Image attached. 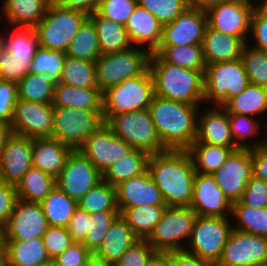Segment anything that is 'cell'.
I'll return each instance as SVG.
<instances>
[{
	"mask_svg": "<svg viewBox=\"0 0 267 266\" xmlns=\"http://www.w3.org/2000/svg\"><path fill=\"white\" fill-rule=\"evenodd\" d=\"M206 27V12L190 6L172 22L163 26L159 47L202 44Z\"/></svg>",
	"mask_w": 267,
	"mask_h": 266,
	"instance_id": "cell-18",
	"label": "cell"
},
{
	"mask_svg": "<svg viewBox=\"0 0 267 266\" xmlns=\"http://www.w3.org/2000/svg\"><path fill=\"white\" fill-rule=\"evenodd\" d=\"M89 18L96 27L101 54L124 51L133 46L123 24L102 17L97 12L89 14Z\"/></svg>",
	"mask_w": 267,
	"mask_h": 266,
	"instance_id": "cell-30",
	"label": "cell"
},
{
	"mask_svg": "<svg viewBox=\"0 0 267 266\" xmlns=\"http://www.w3.org/2000/svg\"><path fill=\"white\" fill-rule=\"evenodd\" d=\"M198 105L154 94L149 105L158 136L167 150H187L197 134Z\"/></svg>",
	"mask_w": 267,
	"mask_h": 266,
	"instance_id": "cell-2",
	"label": "cell"
},
{
	"mask_svg": "<svg viewBox=\"0 0 267 266\" xmlns=\"http://www.w3.org/2000/svg\"><path fill=\"white\" fill-rule=\"evenodd\" d=\"M137 5V0H101L96 12L102 17L125 26Z\"/></svg>",
	"mask_w": 267,
	"mask_h": 266,
	"instance_id": "cell-51",
	"label": "cell"
},
{
	"mask_svg": "<svg viewBox=\"0 0 267 266\" xmlns=\"http://www.w3.org/2000/svg\"><path fill=\"white\" fill-rule=\"evenodd\" d=\"M237 1H242V2H253L252 0H237Z\"/></svg>",
	"mask_w": 267,
	"mask_h": 266,
	"instance_id": "cell-72",
	"label": "cell"
},
{
	"mask_svg": "<svg viewBox=\"0 0 267 266\" xmlns=\"http://www.w3.org/2000/svg\"><path fill=\"white\" fill-rule=\"evenodd\" d=\"M9 266H43L52 261L42 237L30 240H5Z\"/></svg>",
	"mask_w": 267,
	"mask_h": 266,
	"instance_id": "cell-31",
	"label": "cell"
},
{
	"mask_svg": "<svg viewBox=\"0 0 267 266\" xmlns=\"http://www.w3.org/2000/svg\"><path fill=\"white\" fill-rule=\"evenodd\" d=\"M55 83L45 75L28 73L17 83L18 98L36 103L51 104Z\"/></svg>",
	"mask_w": 267,
	"mask_h": 266,
	"instance_id": "cell-41",
	"label": "cell"
},
{
	"mask_svg": "<svg viewBox=\"0 0 267 266\" xmlns=\"http://www.w3.org/2000/svg\"><path fill=\"white\" fill-rule=\"evenodd\" d=\"M66 57V52L39 47L33 57L30 73L45 75L54 82H59Z\"/></svg>",
	"mask_w": 267,
	"mask_h": 266,
	"instance_id": "cell-45",
	"label": "cell"
},
{
	"mask_svg": "<svg viewBox=\"0 0 267 266\" xmlns=\"http://www.w3.org/2000/svg\"><path fill=\"white\" fill-rule=\"evenodd\" d=\"M54 107L52 104L17 99L11 119L12 133L29 138H51Z\"/></svg>",
	"mask_w": 267,
	"mask_h": 266,
	"instance_id": "cell-13",
	"label": "cell"
},
{
	"mask_svg": "<svg viewBox=\"0 0 267 266\" xmlns=\"http://www.w3.org/2000/svg\"><path fill=\"white\" fill-rule=\"evenodd\" d=\"M18 99L17 83L0 80V121L10 123Z\"/></svg>",
	"mask_w": 267,
	"mask_h": 266,
	"instance_id": "cell-56",
	"label": "cell"
},
{
	"mask_svg": "<svg viewBox=\"0 0 267 266\" xmlns=\"http://www.w3.org/2000/svg\"><path fill=\"white\" fill-rule=\"evenodd\" d=\"M138 240L127 222L119 216L108 229L99 249L93 254L94 263L114 266Z\"/></svg>",
	"mask_w": 267,
	"mask_h": 266,
	"instance_id": "cell-24",
	"label": "cell"
},
{
	"mask_svg": "<svg viewBox=\"0 0 267 266\" xmlns=\"http://www.w3.org/2000/svg\"><path fill=\"white\" fill-rule=\"evenodd\" d=\"M228 117L234 144L239 149H251L266 145V140L264 139L260 142H254L252 145H248L246 142V138L257 136L260 133V124L256 118L254 119V117L240 114H228Z\"/></svg>",
	"mask_w": 267,
	"mask_h": 266,
	"instance_id": "cell-46",
	"label": "cell"
},
{
	"mask_svg": "<svg viewBox=\"0 0 267 266\" xmlns=\"http://www.w3.org/2000/svg\"><path fill=\"white\" fill-rule=\"evenodd\" d=\"M119 216L120 211H103L88 214V232L82 244L92 254L99 249L108 229Z\"/></svg>",
	"mask_w": 267,
	"mask_h": 266,
	"instance_id": "cell-44",
	"label": "cell"
},
{
	"mask_svg": "<svg viewBox=\"0 0 267 266\" xmlns=\"http://www.w3.org/2000/svg\"><path fill=\"white\" fill-rule=\"evenodd\" d=\"M0 266H9L6 245L0 248Z\"/></svg>",
	"mask_w": 267,
	"mask_h": 266,
	"instance_id": "cell-66",
	"label": "cell"
},
{
	"mask_svg": "<svg viewBox=\"0 0 267 266\" xmlns=\"http://www.w3.org/2000/svg\"><path fill=\"white\" fill-rule=\"evenodd\" d=\"M103 124V111L54 107L51 138L77 150Z\"/></svg>",
	"mask_w": 267,
	"mask_h": 266,
	"instance_id": "cell-11",
	"label": "cell"
},
{
	"mask_svg": "<svg viewBox=\"0 0 267 266\" xmlns=\"http://www.w3.org/2000/svg\"><path fill=\"white\" fill-rule=\"evenodd\" d=\"M138 5L152 13L164 26L176 19L188 7V0H137Z\"/></svg>",
	"mask_w": 267,
	"mask_h": 266,
	"instance_id": "cell-49",
	"label": "cell"
},
{
	"mask_svg": "<svg viewBox=\"0 0 267 266\" xmlns=\"http://www.w3.org/2000/svg\"><path fill=\"white\" fill-rule=\"evenodd\" d=\"M243 205L253 208L267 207V181L254 176L247 183L246 189L239 200Z\"/></svg>",
	"mask_w": 267,
	"mask_h": 266,
	"instance_id": "cell-55",
	"label": "cell"
},
{
	"mask_svg": "<svg viewBox=\"0 0 267 266\" xmlns=\"http://www.w3.org/2000/svg\"><path fill=\"white\" fill-rule=\"evenodd\" d=\"M42 239L47 253L52 260L74 243L67 227L48 226Z\"/></svg>",
	"mask_w": 267,
	"mask_h": 266,
	"instance_id": "cell-52",
	"label": "cell"
},
{
	"mask_svg": "<svg viewBox=\"0 0 267 266\" xmlns=\"http://www.w3.org/2000/svg\"><path fill=\"white\" fill-rule=\"evenodd\" d=\"M249 84L241 59L205 64L203 101L223 106Z\"/></svg>",
	"mask_w": 267,
	"mask_h": 266,
	"instance_id": "cell-7",
	"label": "cell"
},
{
	"mask_svg": "<svg viewBox=\"0 0 267 266\" xmlns=\"http://www.w3.org/2000/svg\"><path fill=\"white\" fill-rule=\"evenodd\" d=\"M59 83L78 88H98L95 61L66 55Z\"/></svg>",
	"mask_w": 267,
	"mask_h": 266,
	"instance_id": "cell-38",
	"label": "cell"
},
{
	"mask_svg": "<svg viewBox=\"0 0 267 266\" xmlns=\"http://www.w3.org/2000/svg\"><path fill=\"white\" fill-rule=\"evenodd\" d=\"M169 266H215L185 250L169 251Z\"/></svg>",
	"mask_w": 267,
	"mask_h": 266,
	"instance_id": "cell-60",
	"label": "cell"
},
{
	"mask_svg": "<svg viewBox=\"0 0 267 266\" xmlns=\"http://www.w3.org/2000/svg\"><path fill=\"white\" fill-rule=\"evenodd\" d=\"M33 57L12 56L8 51L0 59V80L18 83L31 71Z\"/></svg>",
	"mask_w": 267,
	"mask_h": 266,
	"instance_id": "cell-50",
	"label": "cell"
},
{
	"mask_svg": "<svg viewBox=\"0 0 267 266\" xmlns=\"http://www.w3.org/2000/svg\"><path fill=\"white\" fill-rule=\"evenodd\" d=\"M213 176L231 203L239 201L253 177L251 149L233 151Z\"/></svg>",
	"mask_w": 267,
	"mask_h": 266,
	"instance_id": "cell-17",
	"label": "cell"
},
{
	"mask_svg": "<svg viewBox=\"0 0 267 266\" xmlns=\"http://www.w3.org/2000/svg\"><path fill=\"white\" fill-rule=\"evenodd\" d=\"M91 266H108V265H99V264L93 263Z\"/></svg>",
	"mask_w": 267,
	"mask_h": 266,
	"instance_id": "cell-71",
	"label": "cell"
},
{
	"mask_svg": "<svg viewBox=\"0 0 267 266\" xmlns=\"http://www.w3.org/2000/svg\"><path fill=\"white\" fill-rule=\"evenodd\" d=\"M190 6L199 8L200 10H208L210 7L219 4L225 0H188Z\"/></svg>",
	"mask_w": 267,
	"mask_h": 266,
	"instance_id": "cell-64",
	"label": "cell"
},
{
	"mask_svg": "<svg viewBox=\"0 0 267 266\" xmlns=\"http://www.w3.org/2000/svg\"><path fill=\"white\" fill-rule=\"evenodd\" d=\"M261 2H259L256 4V7L258 9H260L261 11L267 13V0H260Z\"/></svg>",
	"mask_w": 267,
	"mask_h": 266,
	"instance_id": "cell-67",
	"label": "cell"
},
{
	"mask_svg": "<svg viewBox=\"0 0 267 266\" xmlns=\"http://www.w3.org/2000/svg\"><path fill=\"white\" fill-rule=\"evenodd\" d=\"M250 32L256 41L253 47L267 52V13L257 7L254 8L251 16Z\"/></svg>",
	"mask_w": 267,
	"mask_h": 266,
	"instance_id": "cell-57",
	"label": "cell"
},
{
	"mask_svg": "<svg viewBox=\"0 0 267 266\" xmlns=\"http://www.w3.org/2000/svg\"><path fill=\"white\" fill-rule=\"evenodd\" d=\"M43 266H58V265L54 262V260H52Z\"/></svg>",
	"mask_w": 267,
	"mask_h": 266,
	"instance_id": "cell-70",
	"label": "cell"
},
{
	"mask_svg": "<svg viewBox=\"0 0 267 266\" xmlns=\"http://www.w3.org/2000/svg\"><path fill=\"white\" fill-rule=\"evenodd\" d=\"M256 4L237 0H225L206 10L207 25L224 34L241 38L247 43L251 16Z\"/></svg>",
	"mask_w": 267,
	"mask_h": 266,
	"instance_id": "cell-12",
	"label": "cell"
},
{
	"mask_svg": "<svg viewBox=\"0 0 267 266\" xmlns=\"http://www.w3.org/2000/svg\"><path fill=\"white\" fill-rule=\"evenodd\" d=\"M118 209H129L148 205H166L159 188L148 171L130 178L116 186Z\"/></svg>",
	"mask_w": 267,
	"mask_h": 266,
	"instance_id": "cell-22",
	"label": "cell"
},
{
	"mask_svg": "<svg viewBox=\"0 0 267 266\" xmlns=\"http://www.w3.org/2000/svg\"><path fill=\"white\" fill-rule=\"evenodd\" d=\"M49 226L67 227L75 209L77 201L70 198L57 186L40 202Z\"/></svg>",
	"mask_w": 267,
	"mask_h": 266,
	"instance_id": "cell-36",
	"label": "cell"
},
{
	"mask_svg": "<svg viewBox=\"0 0 267 266\" xmlns=\"http://www.w3.org/2000/svg\"><path fill=\"white\" fill-rule=\"evenodd\" d=\"M12 128L10 123L0 121V152L7 139L12 135Z\"/></svg>",
	"mask_w": 267,
	"mask_h": 266,
	"instance_id": "cell-65",
	"label": "cell"
},
{
	"mask_svg": "<svg viewBox=\"0 0 267 266\" xmlns=\"http://www.w3.org/2000/svg\"><path fill=\"white\" fill-rule=\"evenodd\" d=\"M106 124L117 137L134 149L149 155L167 151L158 136L149 109L118 114Z\"/></svg>",
	"mask_w": 267,
	"mask_h": 266,
	"instance_id": "cell-8",
	"label": "cell"
},
{
	"mask_svg": "<svg viewBox=\"0 0 267 266\" xmlns=\"http://www.w3.org/2000/svg\"><path fill=\"white\" fill-rule=\"evenodd\" d=\"M211 107L198 114L197 134L193 143L238 148L231 135L228 112L222 106L211 105Z\"/></svg>",
	"mask_w": 267,
	"mask_h": 266,
	"instance_id": "cell-23",
	"label": "cell"
},
{
	"mask_svg": "<svg viewBox=\"0 0 267 266\" xmlns=\"http://www.w3.org/2000/svg\"><path fill=\"white\" fill-rule=\"evenodd\" d=\"M88 17L89 15L83 11L63 7L52 0L45 16L34 27L39 47L66 52Z\"/></svg>",
	"mask_w": 267,
	"mask_h": 266,
	"instance_id": "cell-4",
	"label": "cell"
},
{
	"mask_svg": "<svg viewBox=\"0 0 267 266\" xmlns=\"http://www.w3.org/2000/svg\"><path fill=\"white\" fill-rule=\"evenodd\" d=\"M125 28L132 45L146 44L147 50L152 53L161 44L163 26L152 13L139 5L128 18Z\"/></svg>",
	"mask_w": 267,
	"mask_h": 266,
	"instance_id": "cell-25",
	"label": "cell"
},
{
	"mask_svg": "<svg viewBox=\"0 0 267 266\" xmlns=\"http://www.w3.org/2000/svg\"><path fill=\"white\" fill-rule=\"evenodd\" d=\"M132 149L133 147L117 137L106 123L94 131L78 148L102 175L115 161Z\"/></svg>",
	"mask_w": 267,
	"mask_h": 266,
	"instance_id": "cell-15",
	"label": "cell"
},
{
	"mask_svg": "<svg viewBox=\"0 0 267 266\" xmlns=\"http://www.w3.org/2000/svg\"><path fill=\"white\" fill-rule=\"evenodd\" d=\"M251 159L253 176L267 181V145L251 148Z\"/></svg>",
	"mask_w": 267,
	"mask_h": 266,
	"instance_id": "cell-61",
	"label": "cell"
},
{
	"mask_svg": "<svg viewBox=\"0 0 267 266\" xmlns=\"http://www.w3.org/2000/svg\"><path fill=\"white\" fill-rule=\"evenodd\" d=\"M54 262L58 266H91L94 260L93 254L81 242H74Z\"/></svg>",
	"mask_w": 267,
	"mask_h": 266,
	"instance_id": "cell-53",
	"label": "cell"
},
{
	"mask_svg": "<svg viewBox=\"0 0 267 266\" xmlns=\"http://www.w3.org/2000/svg\"><path fill=\"white\" fill-rule=\"evenodd\" d=\"M150 54L147 48L138 46L101 54L95 61L98 89L104 92L126 79L142 75L149 68Z\"/></svg>",
	"mask_w": 267,
	"mask_h": 266,
	"instance_id": "cell-6",
	"label": "cell"
},
{
	"mask_svg": "<svg viewBox=\"0 0 267 266\" xmlns=\"http://www.w3.org/2000/svg\"><path fill=\"white\" fill-rule=\"evenodd\" d=\"M248 75L249 83L267 87V52L245 44L240 57Z\"/></svg>",
	"mask_w": 267,
	"mask_h": 266,
	"instance_id": "cell-48",
	"label": "cell"
},
{
	"mask_svg": "<svg viewBox=\"0 0 267 266\" xmlns=\"http://www.w3.org/2000/svg\"><path fill=\"white\" fill-rule=\"evenodd\" d=\"M155 53H157L164 61L172 65L198 71L205 70L201 44L158 47Z\"/></svg>",
	"mask_w": 267,
	"mask_h": 266,
	"instance_id": "cell-43",
	"label": "cell"
},
{
	"mask_svg": "<svg viewBox=\"0 0 267 266\" xmlns=\"http://www.w3.org/2000/svg\"><path fill=\"white\" fill-rule=\"evenodd\" d=\"M5 51H6V45H5V41H4L3 35L1 34L0 35V59L4 55Z\"/></svg>",
	"mask_w": 267,
	"mask_h": 266,
	"instance_id": "cell-68",
	"label": "cell"
},
{
	"mask_svg": "<svg viewBox=\"0 0 267 266\" xmlns=\"http://www.w3.org/2000/svg\"><path fill=\"white\" fill-rule=\"evenodd\" d=\"M229 221V217L197 215L188 242L190 246L185 247V251L216 265L234 229Z\"/></svg>",
	"mask_w": 267,
	"mask_h": 266,
	"instance_id": "cell-9",
	"label": "cell"
},
{
	"mask_svg": "<svg viewBox=\"0 0 267 266\" xmlns=\"http://www.w3.org/2000/svg\"><path fill=\"white\" fill-rule=\"evenodd\" d=\"M67 229L74 242L82 243L88 232V213L77 207Z\"/></svg>",
	"mask_w": 267,
	"mask_h": 266,
	"instance_id": "cell-59",
	"label": "cell"
},
{
	"mask_svg": "<svg viewBox=\"0 0 267 266\" xmlns=\"http://www.w3.org/2000/svg\"><path fill=\"white\" fill-rule=\"evenodd\" d=\"M154 96L149 68L142 74L122 81L103 92V120L107 123L118 114L149 109Z\"/></svg>",
	"mask_w": 267,
	"mask_h": 266,
	"instance_id": "cell-5",
	"label": "cell"
},
{
	"mask_svg": "<svg viewBox=\"0 0 267 266\" xmlns=\"http://www.w3.org/2000/svg\"><path fill=\"white\" fill-rule=\"evenodd\" d=\"M147 171L167 206H190L196 172L187 150H167L150 155Z\"/></svg>",
	"mask_w": 267,
	"mask_h": 266,
	"instance_id": "cell-1",
	"label": "cell"
},
{
	"mask_svg": "<svg viewBox=\"0 0 267 266\" xmlns=\"http://www.w3.org/2000/svg\"><path fill=\"white\" fill-rule=\"evenodd\" d=\"M245 44L241 38L216 31L207 25L201 44L204 62L211 64L238 60Z\"/></svg>",
	"mask_w": 267,
	"mask_h": 266,
	"instance_id": "cell-26",
	"label": "cell"
},
{
	"mask_svg": "<svg viewBox=\"0 0 267 266\" xmlns=\"http://www.w3.org/2000/svg\"><path fill=\"white\" fill-rule=\"evenodd\" d=\"M33 139L12 134L0 152V177L2 183L17 185L23 175L33 166Z\"/></svg>",
	"mask_w": 267,
	"mask_h": 266,
	"instance_id": "cell-20",
	"label": "cell"
},
{
	"mask_svg": "<svg viewBox=\"0 0 267 266\" xmlns=\"http://www.w3.org/2000/svg\"><path fill=\"white\" fill-rule=\"evenodd\" d=\"M78 207L88 214L103 211H119L116 187L103 179L92 187L78 202Z\"/></svg>",
	"mask_w": 267,
	"mask_h": 266,
	"instance_id": "cell-40",
	"label": "cell"
},
{
	"mask_svg": "<svg viewBox=\"0 0 267 266\" xmlns=\"http://www.w3.org/2000/svg\"><path fill=\"white\" fill-rule=\"evenodd\" d=\"M72 148L52 138H33L32 164L53 177H57L65 166Z\"/></svg>",
	"mask_w": 267,
	"mask_h": 266,
	"instance_id": "cell-27",
	"label": "cell"
},
{
	"mask_svg": "<svg viewBox=\"0 0 267 266\" xmlns=\"http://www.w3.org/2000/svg\"><path fill=\"white\" fill-rule=\"evenodd\" d=\"M55 187V177L32 166L18 182L16 190L19 199L40 203Z\"/></svg>",
	"mask_w": 267,
	"mask_h": 266,
	"instance_id": "cell-33",
	"label": "cell"
},
{
	"mask_svg": "<svg viewBox=\"0 0 267 266\" xmlns=\"http://www.w3.org/2000/svg\"><path fill=\"white\" fill-rule=\"evenodd\" d=\"M149 156L145 151L133 148L115 161L102 175V179L116 187L123 181L140 176L147 171Z\"/></svg>",
	"mask_w": 267,
	"mask_h": 266,
	"instance_id": "cell-32",
	"label": "cell"
},
{
	"mask_svg": "<svg viewBox=\"0 0 267 266\" xmlns=\"http://www.w3.org/2000/svg\"><path fill=\"white\" fill-rule=\"evenodd\" d=\"M145 266H169V252L155 251Z\"/></svg>",
	"mask_w": 267,
	"mask_h": 266,
	"instance_id": "cell-63",
	"label": "cell"
},
{
	"mask_svg": "<svg viewBox=\"0 0 267 266\" xmlns=\"http://www.w3.org/2000/svg\"><path fill=\"white\" fill-rule=\"evenodd\" d=\"M52 0H4L1 12L8 25L15 27H35L45 16Z\"/></svg>",
	"mask_w": 267,
	"mask_h": 266,
	"instance_id": "cell-29",
	"label": "cell"
},
{
	"mask_svg": "<svg viewBox=\"0 0 267 266\" xmlns=\"http://www.w3.org/2000/svg\"><path fill=\"white\" fill-rule=\"evenodd\" d=\"M10 36L3 34L6 51L12 56L34 57L39 48L38 39L33 27H15ZM5 35V36H4Z\"/></svg>",
	"mask_w": 267,
	"mask_h": 266,
	"instance_id": "cell-47",
	"label": "cell"
},
{
	"mask_svg": "<svg viewBox=\"0 0 267 266\" xmlns=\"http://www.w3.org/2000/svg\"><path fill=\"white\" fill-rule=\"evenodd\" d=\"M228 114L257 116L267 111V87L249 84L222 106Z\"/></svg>",
	"mask_w": 267,
	"mask_h": 266,
	"instance_id": "cell-35",
	"label": "cell"
},
{
	"mask_svg": "<svg viewBox=\"0 0 267 266\" xmlns=\"http://www.w3.org/2000/svg\"><path fill=\"white\" fill-rule=\"evenodd\" d=\"M190 207L200 216L228 217L232 203L219 188L213 175L196 173Z\"/></svg>",
	"mask_w": 267,
	"mask_h": 266,
	"instance_id": "cell-21",
	"label": "cell"
},
{
	"mask_svg": "<svg viewBox=\"0 0 267 266\" xmlns=\"http://www.w3.org/2000/svg\"><path fill=\"white\" fill-rule=\"evenodd\" d=\"M196 217L190 206H167L146 240L156 251L185 250L181 240L189 242Z\"/></svg>",
	"mask_w": 267,
	"mask_h": 266,
	"instance_id": "cell-10",
	"label": "cell"
},
{
	"mask_svg": "<svg viewBox=\"0 0 267 266\" xmlns=\"http://www.w3.org/2000/svg\"><path fill=\"white\" fill-rule=\"evenodd\" d=\"M149 70L155 95L193 105L203 102L204 71L172 65L155 52L150 54Z\"/></svg>",
	"mask_w": 267,
	"mask_h": 266,
	"instance_id": "cell-3",
	"label": "cell"
},
{
	"mask_svg": "<svg viewBox=\"0 0 267 266\" xmlns=\"http://www.w3.org/2000/svg\"><path fill=\"white\" fill-rule=\"evenodd\" d=\"M66 55L82 60L96 61L101 55L96 27L88 17L71 41Z\"/></svg>",
	"mask_w": 267,
	"mask_h": 266,
	"instance_id": "cell-39",
	"label": "cell"
},
{
	"mask_svg": "<svg viewBox=\"0 0 267 266\" xmlns=\"http://www.w3.org/2000/svg\"><path fill=\"white\" fill-rule=\"evenodd\" d=\"M231 214L238 221L234 229L267 237V207L253 208L236 201L232 203Z\"/></svg>",
	"mask_w": 267,
	"mask_h": 266,
	"instance_id": "cell-42",
	"label": "cell"
},
{
	"mask_svg": "<svg viewBox=\"0 0 267 266\" xmlns=\"http://www.w3.org/2000/svg\"><path fill=\"white\" fill-rule=\"evenodd\" d=\"M102 180V174L78 149L68 155L56 186L77 202Z\"/></svg>",
	"mask_w": 267,
	"mask_h": 266,
	"instance_id": "cell-14",
	"label": "cell"
},
{
	"mask_svg": "<svg viewBox=\"0 0 267 266\" xmlns=\"http://www.w3.org/2000/svg\"><path fill=\"white\" fill-rule=\"evenodd\" d=\"M53 107L103 111V92L98 88H78L56 82Z\"/></svg>",
	"mask_w": 267,
	"mask_h": 266,
	"instance_id": "cell-28",
	"label": "cell"
},
{
	"mask_svg": "<svg viewBox=\"0 0 267 266\" xmlns=\"http://www.w3.org/2000/svg\"><path fill=\"white\" fill-rule=\"evenodd\" d=\"M267 264V237L233 229L216 266Z\"/></svg>",
	"mask_w": 267,
	"mask_h": 266,
	"instance_id": "cell-16",
	"label": "cell"
},
{
	"mask_svg": "<svg viewBox=\"0 0 267 266\" xmlns=\"http://www.w3.org/2000/svg\"><path fill=\"white\" fill-rule=\"evenodd\" d=\"M166 208L167 205H148L118 210L133 233L139 239H147L161 220Z\"/></svg>",
	"mask_w": 267,
	"mask_h": 266,
	"instance_id": "cell-34",
	"label": "cell"
},
{
	"mask_svg": "<svg viewBox=\"0 0 267 266\" xmlns=\"http://www.w3.org/2000/svg\"><path fill=\"white\" fill-rule=\"evenodd\" d=\"M56 4L66 8L77 9L85 13L96 12L101 0H53Z\"/></svg>",
	"mask_w": 267,
	"mask_h": 266,
	"instance_id": "cell-62",
	"label": "cell"
},
{
	"mask_svg": "<svg viewBox=\"0 0 267 266\" xmlns=\"http://www.w3.org/2000/svg\"><path fill=\"white\" fill-rule=\"evenodd\" d=\"M155 251L146 239H139L121 256L114 266H145Z\"/></svg>",
	"mask_w": 267,
	"mask_h": 266,
	"instance_id": "cell-54",
	"label": "cell"
},
{
	"mask_svg": "<svg viewBox=\"0 0 267 266\" xmlns=\"http://www.w3.org/2000/svg\"><path fill=\"white\" fill-rule=\"evenodd\" d=\"M48 222L39 202L17 199L4 229L5 240H30L42 237Z\"/></svg>",
	"mask_w": 267,
	"mask_h": 266,
	"instance_id": "cell-19",
	"label": "cell"
},
{
	"mask_svg": "<svg viewBox=\"0 0 267 266\" xmlns=\"http://www.w3.org/2000/svg\"><path fill=\"white\" fill-rule=\"evenodd\" d=\"M5 245V234L4 229L0 227V248Z\"/></svg>",
	"mask_w": 267,
	"mask_h": 266,
	"instance_id": "cell-69",
	"label": "cell"
},
{
	"mask_svg": "<svg viewBox=\"0 0 267 266\" xmlns=\"http://www.w3.org/2000/svg\"><path fill=\"white\" fill-rule=\"evenodd\" d=\"M18 199L16 186L2 183L0 185V227L5 229L8 219Z\"/></svg>",
	"mask_w": 267,
	"mask_h": 266,
	"instance_id": "cell-58",
	"label": "cell"
},
{
	"mask_svg": "<svg viewBox=\"0 0 267 266\" xmlns=\"http://www.w3.org/2000/svg\"><path fill=\"white\" fill-rule=\"evenodd\" d=\"M238 149L207 143H193L187 151L192 158L196 173L213 175L229 155Z\"/></svg>",
	"mask_w": 267,
	"mask_h": 266,
	"instance_id": "cell-37",
	"label": "cell"
}]
</instances>
